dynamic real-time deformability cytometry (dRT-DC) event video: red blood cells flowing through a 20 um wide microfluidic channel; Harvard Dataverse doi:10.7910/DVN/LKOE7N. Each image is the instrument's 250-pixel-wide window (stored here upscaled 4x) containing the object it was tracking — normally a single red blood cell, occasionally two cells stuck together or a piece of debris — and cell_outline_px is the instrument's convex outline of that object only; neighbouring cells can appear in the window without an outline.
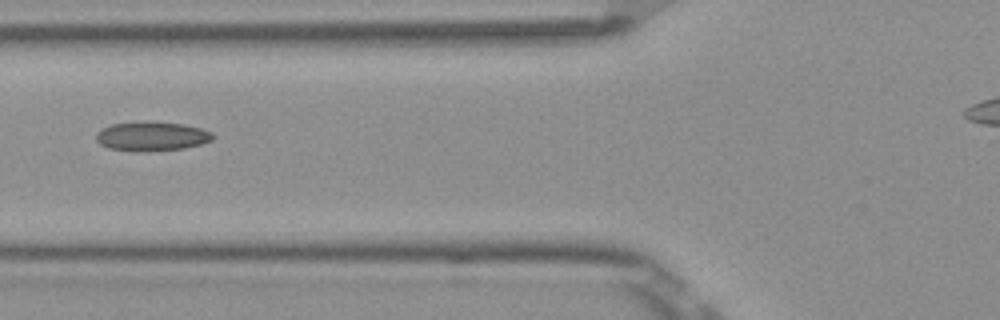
{"species": "Egyptian fruit bat (a non-hibernating species)", "species_latin": "Rousettus aegyptiacus", "temperature_condition": "room temperature", "stored_images_in_passage": 6, "camera_frame_rate_fps": 3000, "um_per_image_px": 0.085, "frame": {"image": 1, "passage_image": 5, "time_ms": 1.333, "image_size_px": [1000, 320], "cell_outline_px": [[216, 136], [212, 140], [200, 144], [184, 148], [144, 152], [108, 148], [100, 144], [96, 140], [96, 132], [112, 124], [148, 120], [152, 120], [184, 124], [200, 128], [212, 132]], "centroid_in_image_um": [12.91, 11.57], "position_along_channel_um": 112.9, "area_um2": 20.17}}
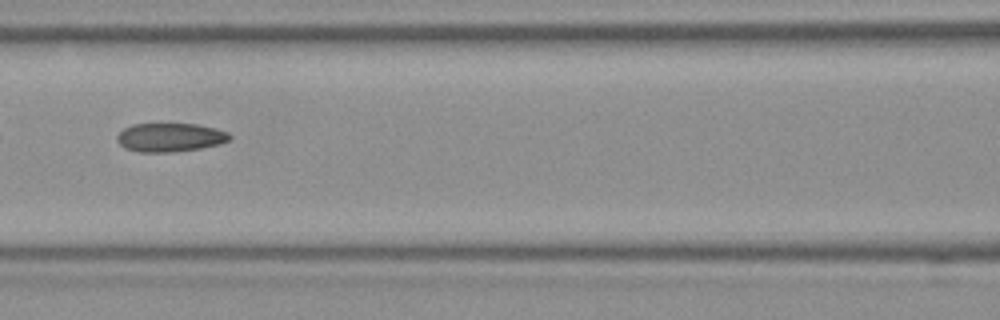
{"frame": {"image": 2, "passage_image": 6, "time_ms": 1.667, "image_size_px": [1000, 320], "cell_outline_px": [[232, 136], [228, 140], [220, 144], [200, 148], [172, 152], [140, 152], [124, 148], [116, 140], [116, 136], [124, 128], [132, 124], [196, 124], [216, 128], [228, 132]], "centroid_in_image_um": [14.45, 11.68], "position_along_channel_um": 152.2, "area_um2": 18.84}}